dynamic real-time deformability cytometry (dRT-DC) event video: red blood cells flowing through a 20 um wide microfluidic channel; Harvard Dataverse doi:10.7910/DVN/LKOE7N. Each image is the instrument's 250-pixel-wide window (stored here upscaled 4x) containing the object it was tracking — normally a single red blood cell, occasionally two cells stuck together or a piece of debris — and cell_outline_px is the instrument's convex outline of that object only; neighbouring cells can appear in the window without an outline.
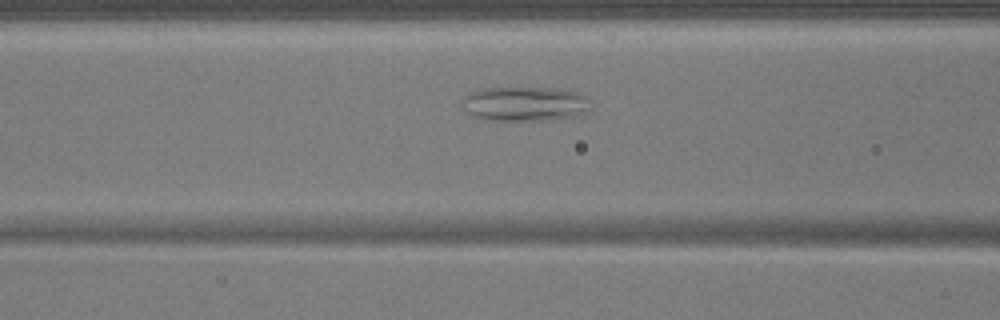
{"species": "common noctule bat (a hibernating species)", "species_latin": "Nyctalus noctula", "temperature_condition": "warm", "stored_images_in_passage": 38, "camera_frame_rate_fps": 3000, "um_per_image_px": 0.085, "animal": {"sex": "male", "body_mass_g": 17.9}, "frame": {"image": 1, "passage_image": 8, "time_ms": 2.333, "image_size_px": [1000, 320], "cell_outline_px": [[588, 108], [572, 116], [552, 120], [484, 120], [472, 116], [460, 104], [464, 96], [468, 92], [484, 88], [556, 88], [580, 92], [584, 96]], "centroid_in_image_um": [44.49, 8.82], "position_along_channel_um": 122.1, "area_um2": 25.66}}
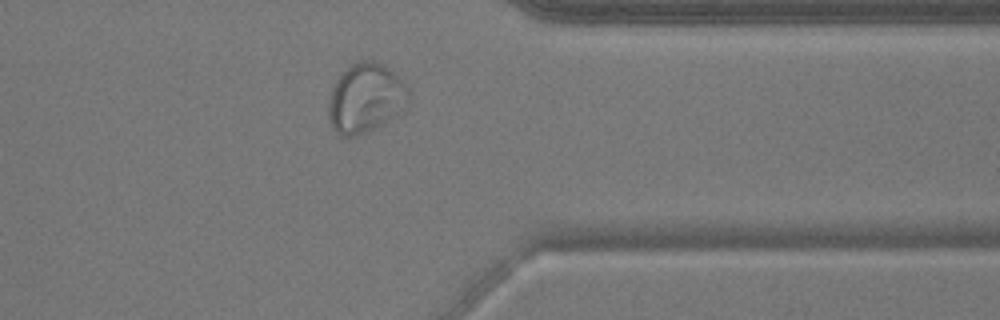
{"frame": {"image": 2, "passage_image": 28, "time_ms": 9.0, "image_size_px": [1000, 320], "cell_outline_px": [[408, 104], [392, 116], [380, 124], [364, 132], [352, 136], [340, 136], [332, 128], [328, 116], [328, 104], [332, 88], [336, 80], [356, 60], [368, 60], [384, 64], [404, 80], [408, 88]], "centroid_in_image_um": [31.06, 8.3], "position_along_channel_um": 380.3, "area_um2": 31.96}}
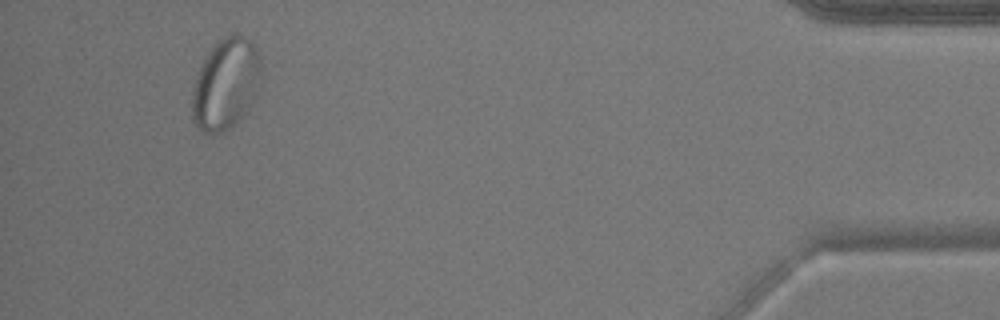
{"frame": {"image": 3, "passage_image": 35, "time_ms": 11.333, "image_size_px": [1000, 320], "cell_outline_px": [[260, 68], [252, 100], [244, 112], [232, 128], [224, 132], [212, 136], [200, 132], [192, 120], [192, 92], [200, 68], [208, 52], [220, 36], [232, 32], [240, 32], [252, 40], [256, 48], [260, 60]], "centroid_in_image_um": [19.14, 7.12], "position_along_channel_um": 416.1, "area_um2": 36.76}}